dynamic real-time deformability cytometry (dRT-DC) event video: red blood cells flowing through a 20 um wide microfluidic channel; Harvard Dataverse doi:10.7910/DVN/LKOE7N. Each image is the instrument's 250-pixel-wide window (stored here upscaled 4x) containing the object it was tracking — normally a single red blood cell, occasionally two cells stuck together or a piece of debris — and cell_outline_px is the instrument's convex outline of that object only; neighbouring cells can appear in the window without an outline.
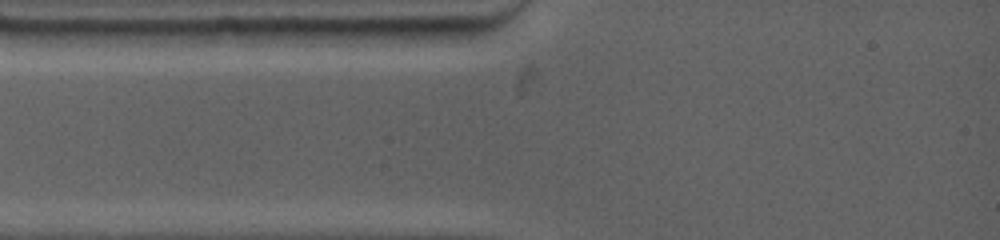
{"species": "common noctule bat (a hibernating species)", "species_latin": "Nyctalus noctula", "temperature_condition": "warm", "stored_images_in_passage": 1, "camera_frame_rate_fps": 4500, "um_per_image_px": 0.085, "animal": {"sex": "female", "body_mass_g": 19.0, "forearm_length_mm": 53.3}, "frame": {"image": 1, "passage_image": 1, "time_ms": 0.0, "image_size_px": [1000, 240], "cell_outline_px": [[156, 32], [132, 48], [64, 44], [52, 32], [76, 28], [104, 28]], "centroid_in_image_um": [8.73, 3.16], "position_along_channel_um": 76.3, "area_um2": 10.69}}